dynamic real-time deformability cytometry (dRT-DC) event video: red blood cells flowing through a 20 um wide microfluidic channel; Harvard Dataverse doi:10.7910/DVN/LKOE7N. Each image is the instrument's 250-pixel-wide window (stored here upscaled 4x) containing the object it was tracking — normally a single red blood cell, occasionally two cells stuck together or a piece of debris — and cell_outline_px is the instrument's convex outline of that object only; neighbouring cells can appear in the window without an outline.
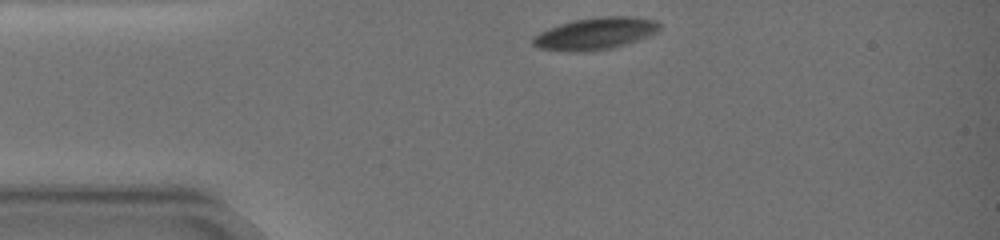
{"species": "common noctule bat (a hibernating species)", "species_latin": "Nyctalus noctula", "temperature_condition": "warm", "stored_images_in_passage": 31, "camera_frame_rate_fps": 3000, "um_per_image_px": 0.085, "animal": {"sex": "female", "body_mass_g": 19.0, "forearm_length_mm": 51.5}, "frame": {"image": 1, "passage_image": 1, "time_ms": 0.0, "image_size_px": [1000, 240], "cell_outline_px": [[660, 28], [656, 32], [636, 40], [624, 44], [608, 48], [580, 52], [568, 52], [536, 48], [532, 44], [532, 36], [548, 28], [572, 20], [600, 16], [632, 16], [656, 20], [660, 24]], "centroid_in_image_um": [50.54, 2.84], "position_along_channel_um": 34.5, "area_um2": 23.58}}
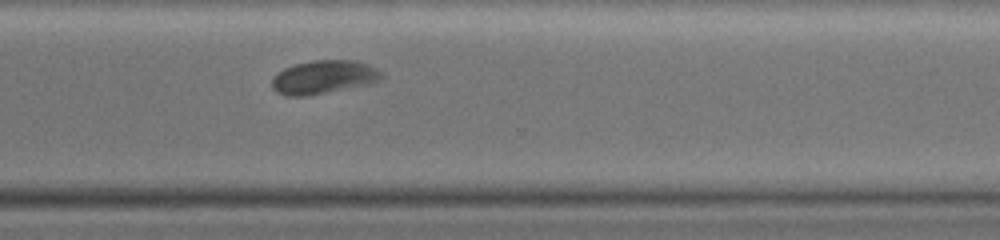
{"frame": {"image": 2, "passage_image": 25, "time_ms": 10.667, "image_size_px": [1000, 240], "cell_outline_px": [[384, 76], [372, 84], [308, 96], [288, 96], [276, 92], [272, 88], [272, 80], [284, 68], [296, 64], [312, 60], [356, 60], [368, 64], [384, 72]], "centroid_in_image_um": [27.57, 6.56], "position_along_channel_um": 343.0, "area_um2": 21.56}}
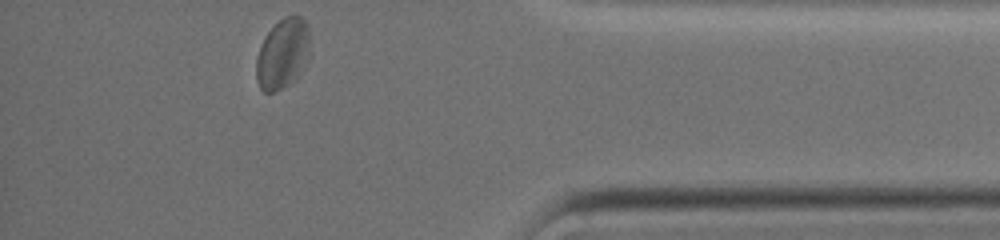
{"frame": {"image": 3, "passage_image": 31, "time_ms": 13.333, "image_size_px": [1000, 240], "cell_outline_px": [[308, 60], [300, 72], [288, 84], [276, 92], [264, 92], [260, 88], [256, 80], [256, 60], [260, 48], [268, 32], [284, 16], [300, 16], [308, 24]], "centroid_in_image_um": [24.02, 4.58], "position_along_channel_um": 411.2, "area_um2": 21.56}, "authors_computed_cell_mechanics": {"area_um2": 22.4842, "velocity_mm_per_s": 3.2478, "shape_relaxation_time_tau1_ms": 6.8305, "shape_relaxation_time_tau2_ms": 2.3413, "deformation_change_tau1": 0.1358, "deformation_change_tau2": 0.0483}}